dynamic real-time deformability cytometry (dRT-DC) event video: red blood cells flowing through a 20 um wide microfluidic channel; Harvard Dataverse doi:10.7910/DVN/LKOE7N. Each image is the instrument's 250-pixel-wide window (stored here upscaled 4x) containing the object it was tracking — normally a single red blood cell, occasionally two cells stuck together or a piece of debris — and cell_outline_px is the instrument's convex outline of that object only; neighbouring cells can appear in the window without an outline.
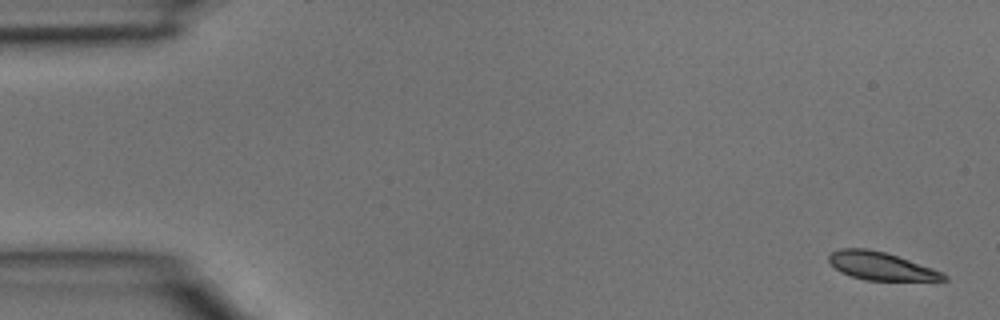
{"species": "common noctule bat (a hibernating species)", "species_latin": "Nyctalus noctula", "temperature_condition": "room temperature", "stored_images_in_passage": 4, "camera_frame_rate_fps": 3000, "um_per_image_px": 0.085, "animal": {"sex": "male", "body_mass_g": 15.6}, "frame": {"image": 1, "passage_image": 1, "time_ms": 0.0, "image_size_px": [1000, 320], "cell_outline_px": [[948, 280], [864, 280], [840, 272], [828, 260], [828, 256], [832, 252], [840, 248], [868, 248], [884, 252], [944, 272], [948, 276]], "centroid_in_image_um": [74.87, 22.61], "position_along_channel_um": 10.1, "area_um2": 18.5}}
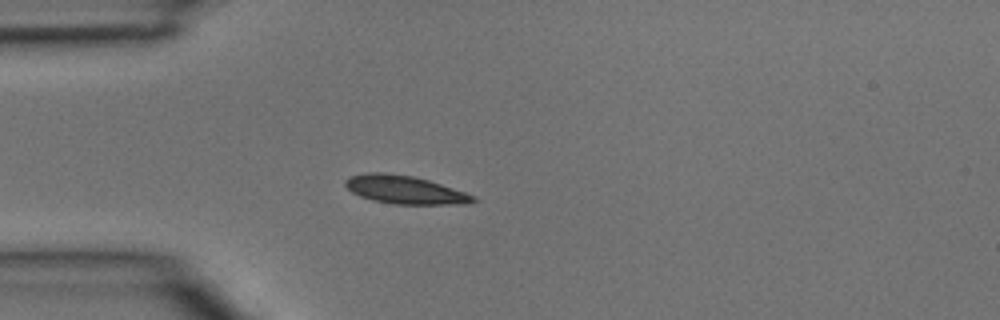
{"frame": {"image": 2, "passage_image": 4, "time_ms": 1.0, "image_size_px": [1000, 320], "cell_outline_px": [[480, 200], [468, 204], [392, 204], [372, 200], [360, 196], [352, 192], [344, 184], [344, 180], [348, 176], [368, 172], [384, 172], [412, 176], [428, 180], [476, 196]], "centroid_in_image_um": [34.4, 16.13], "position_along_channel_um": 50.6, "area_um2": 21.1}}